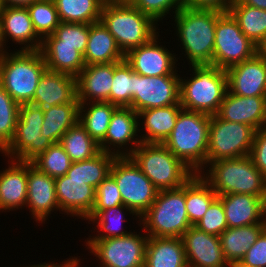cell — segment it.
<instances>
[{"label": "cell", "instance_id": "1", "mask_svg": "<svg viewBox=\"0 0 266 267\" xmlns=\"http://www.w3.org/2000/svg\"><path fill=\"white\" fill-rule=\"evenodd\" d=\"M222 11L183 6L174 14L176 36L191 65H213L215 28Z\"/></svg>", "mask_w": 266, "mask_h": 267}, {"label": "cell", "instance_id": "2", "mask_svg": "<svg viewBox=\"0 0 266 267\" xmlns=\"http://www.w3.org/2000/svg\"><path fill=\"white\" fill-rule=\"evenodd\" d=\"M210 121L211 115L182 109L163 143L194 173L200 174L206 169Z\"/></svg>", "mask_w": 266, "mask_h": 267}, {"label": "cell", "instance_id": "3", "mask_svg": "<svg viewBox=\"0 0 266 267\" xmlns=\"http://www.w3.org/2000/svg\"><path fill=\"white\" fill-rule=\"evenodd\" d=\"M207 168L209 170L200 175L218 196L249 194L266 198V177L256 168L249 155L216 160Z\"/></svg>", "mask_w": 266, "mask_h": 267}, {"label": "cell", "instance_id": "4", "mask_svg": "<svg viewBox=\"0 0 266 267\" xmlns=\"http://www.w3.org/2000/svg\"><path fill=\"white\" fill-rule=\"evenodd\" d=\"M189 68L190 79L180 77V105L188 111L217 114L228 90L226 71L214 65Z\"/></svg>", "mask_w": 266, "mask_h": 267}, {"label": "cell", "instance_id": "5", "mask_svg": "<svg viewBox=\"0 0 266 267\" xmlns=\"http://www.w3.org/2000/svg\"><path fill=\"white\" fill-rule=\"evenodd\" d=\"M46 70L39 50L6 52L0 57V84L19 105L32 103L39 80Z\"/></svg>", "mask_w": 266, "mask_h": 267}, {"label": "cell", "instance_id": "6", "mask_svg": "<svg viewBox=\"0 0 266 267\" xmlns=\"http://www.w3.org/2000/svg\"><path fill=\"white\" fill-rule=\"evenodd\" d=\"M185 206V184L158 190L155 201L138 220L139 226H143L148 237L181 238L192 226Z\"/></svg>", "mask_w": 266, "mask_h": 267}, {"label": "cell", "instance_id": "7", "mask_svg": "<svg viewBox=\"0 0 266 267\" xmlns=\"http://www.w3.org/2000/svg\"><path fill=\"white\" fill-rule=\"evenodd\" d=\"M100 22L114 36L121 51L129 50L148 43L158 34L157 23L133 5L104 3Z\"/></svg>", "mask_w": 266, "mask_h": 267}, {"label": "cell", "instance_id": "8", "mask_svg": "<svg viewBox=\"0 0 266 267\" xmlns=\"http://www.w3.org/2000/svg\"><path fill=\"white\" fill-rule=\"evenodd\" d=\"M129 157L158 190L183 186L195 173L159 143H141Z\"/></svg>", "mask_w": 266, "mask_h": 267}, {"label": "cell", "instance_id": "9", "mask_svg": "<svg viewBox=\"0 0 266 267\" xmlns=\"http://www.w3.org/2000/svg\"><path fill=\"white\" fill-rule=\"evenodd\" d=\"M43 122L42 107L32 103L21 104L14 137L1 154L9 159L31 162L46 151L53 142L46 136H41Z\"/></svg>", "mask_w": 266, "mask_h": 267}, {"label": "cell", "instance_id": "10", "mask_svg": "<svg viewBox=\"0 0 266 267\" xmlns=\"http://www.w3.org/2000/svg\"><path fill=\"white\" fill-rule=\"evenodd\" d=\"M110 175L116 181L123 205L140 219L155 201L158 189L129 156L116 157Z\"/></svg>", "mask_w": 266, "mask_h": 267}, {"label": "cell", "instance_id": "11", "mask_svg": "<svg viewBox=\"0 0 266 267\" xmlns=\"http://www.w3.org/2000/svg\"><path fill=\"white\" fill-rule=\"evenodd\" d=\"M255 131L250 125L228 122L217 114L211 115L206 168L216 160L249 155Z\"/></svg>", "mask_w": 266, "mask_h": 267}, {"label": "cell", "instance_id": "12", "mask_svg": "<svg viewBox=\"0 0 266 267\" xmlns=\"http://www.w3.org/2000/svg\"><path fill=\"white\" fill-rule=\"evenodd\" d=\"M89 253L100 267H144L148 235L131 232L126 236L85 240Z\"/></svg>", "mask_w": 266, "mask_h": 267}, {"label": "cell", "instance_id": "13", "mask_svg": "<svg viewBox=\"0 0 266 267\" xmlns=\"http://www.w3.org/2000/svg\"><path fill=\"white\" fill-rule=\"evenodd\" d=\"M260 49L246 37L229 11L217 19L215 28L213 65L220 69L252 58Z\"/></svg>", "mask_w": 266, "mask_h": 267}, {"label": "cell", "instance_id": "14", "mask_svg": "<svg viewBox=\"0 0 266 267\" xmlns=\"http://www.w3.org/2000/svg\"><path fill=\"white\" fill-rule=\"evenodd\" d=\"M180 104V75L142 76L134 72L135 112Z\"/></svg>", "mask_w": 266, "mask_h": 267}, {"label": "cell", "instance_id": "15", "mask_svg": "<svg viewBox=\"0 0 266 267\" xmlns=\"http://www.w3.org/2000/svg\"><path fill=\"white\" fill-rule=\"evenodd\" d=\"M138 118V113L131 107H118L112 115L105 138L99 143L100 150L117 157L129 156L142 143L137 134Z\"/></svg>", "mask_w": 266, "mask_h": 267}, {"label": "cell", "instance_id": "16", "mask_svg": "<svg viewBox=\"0 0 266 267\" xmlns=\"http://www.w3.org/2000/svg\"><path fill=\"white\" fill-rule=\"evenodd\" d=\"M158 37L159 33L148 43L129 50L125 54V61L135 73L142 76L179 75L176 67L179 58L166 46L159 45L161 39Z\"/></svg>", "mask_w": 266, "mask_h": 267}, {"label": "cell", "instance_id": "17", "mask_svg": "<svg viewBox=\"0 0 266 267\" xmlns=\"http://www.w3.org/2000/svg\"><path fill=\"white\" fill-rule=\"evenodd\" d=\"M228 91L244 97H266V53L261 50L252 58L225 70Z\"/></svg>", "mask_w": 266, "mask_h": 267}, {"label": "cell", "instance_id": "18", "mask_svg": "<svg viewBox=\"0 0 266 267\" xmlns=\"http://www.w3.org/2000/svg\"><path fill=\"white\" fill-rule=\"evenodd\" d=\"M25 207H29L32 217L41 224L45 223L54 210L60 211L56 197L55 178L40 171L31 162H27V202Z\"/></svg>", "mask_w": 266, "mask_h": 267}, {"label": "cell", "instance_id": "19", "mask_svg": "<svg viewBox=\"0 0 266 267\" xmlns=\"http://www.w3.org/2000/svg\"><path fill=\"white\" fill-rule=\"evenodd\" d=\"M181 239L188 267H231L224 257L218 236L191 226Z\"/></svg>", "mask_w": 266, "mask_h": 267}, {"label": "cell", "instance_id": "20", "mask_svg": "<svg viewBox=\"0 0 266 267\" xmlns=\"http://www.w3.org/2000/svg\"><path fill=\"white\" fill-rule=\"evenodd\" d=\"M56 197L60 210L84 220L95 204L96 189L79 178L67 175L55 178Z\"/></svg>", "mask_w": 266, "mask_h": 267}, {"label": "cell", "instance_id": "21", "mask_svg": "<svg viewBox=\"0 0 266 267\" xmlns=\"http://www.w3.org/2000/svg\"><path fill=\"white\" fill-rule=\"evenodd\" d=\"M32 104L43 109L61 104H80L77 99L76 77L47 69L39 80Z\"/></svg>", "mask_w": 266, "mask_h": 267}, {"label": "cell", "instance_id": "22", "mask_svg": "<svg viewBox=\"0 0 266 267\" xmlns=\"http://www.w3.org/2000/svg\"><path fill=\"white\" fill-rule=\"evenodd\" d=\"M217 115L228 122L250 125L255 130L266 127V97H244L228 90Z\"/></svg>", "mask_w": 266, "mask_h": 267}, {"label": "cell", "instance_id": "23", "mask_svg": "<svg viewBox=\"0 0 266 267\" xmlns=\"http://www.w3.org/2000/svg\"><path fill=\"white\" fill-rule=\"evenodd\" d=\"M0 21L5 44L8 39H12L13 43L23 45L19 50H40L42 39L36 34L26 7H3Z\"/></svg>", "mask_w": 266, "mask_h": 267}, {"label": "cell", "instance_id": "24", "mask_svg": "<svg viewBox=\"0 0 266 267\" xmlns=\"http://www.w3.org/2000/svg\"><path fill=\"white\" fill-rule=\"evenodd\" d=\"M114 75V62L86 65L76 76L79 103L110 102Z\"/></svg>", "mask_w": 266, "mask_h": 267}, {"label": "cell", "instance_id": "25", "mask_svg": "<svg viewBox=\"0 0 266 267\" xmlns=\"http://www.w3.org/2000/svg\"><path fill=\"white\" fill-rule=\"evenodd\" d=\"M223 204L228 228L266 224V198L249 194L218 196Z\"/></svg>", "mask_w": 266, "mask_h": 267}, {"label": "cell", "instance_id": "26", "mask_svg": "<svg viewBox=\"0 0 266 267\" xmlns=\"http://www.w3.org/2000/svg\"><path fill=\"white\" fill-rule=\"evenodd\" d=\"M9 160L8 168L0 171V210L2 212L24 208L27 202V162Z\"/></svg>", "mask_w": 266, "mask_h": 267}, {"label": "cell", "instance_id": "27", "mask_svg": "<svg viewBox=\"0 0 266 267\" xmlns=\"http://www.w3.org/2000/svg\"><path fill=\"white\" fill-rule=\"evenodd\" d=\"M182 109L180 104H175L138 112V117H141L138 121L139 132L142 130L140 124L145 129V134L139 135L141 142L163 144L171 134Z\"/></svg>", "mask_w": 266, "mask_h": 267}, {"label": "cell", "instance_id": "28", "mask_svg": "<svg viewBox=\"0 0 266 267\" xmlns=\"http://www.w3.org/2000/svg\"><path fill=\"white\" fill-rule=\"evenodd\" d=\"M39 51L50 71L67 73L76 77L86 66L83 54L74 46L59 45V39L54 34L42 40Z\"/></svg>", "mask_w": 266, "mask_h": 267}, {"label": "cell", "instance_id": "29", "mask_svg": "<svg viewBox=\"0 0 266 267\" xmlns=\"http://www.w3.org/2000/svg\"><path fill=\"white\" fill-rule=\"evenodd\" d=\"M86 65L107 64L125 60L114 36L101 23L90 24L86 51L83 55Z\"/></svg>", "mask_w": 266, "mask_h": 267}, {"label": "cell", "instance_id": "30", "mask_svg": "<svg viewBox=\"0 0 266 267\" xmlns=\"http://www.w3.org/2000/svg\"><path fill=\"white\" fill-rule=\"evenodd\" d=\"M144 267H188L182 239L148 237Z\"/></svg>", "mask_w": 266, "mask_h": 267}, {"label": "cell", "instance_id": "31", "mask_svg": "<svg viewBox=\"0 0 266 267\" xmlns=\"http://www.w3.org/2000/svg\"><path fill=\"white\" fill-rule=\"evenodd\" d=\"M265 229L266 224H254L224 230L219 239L224 257L231 267L238 265Z\"/></svg>", "mask_w": 266, "mask_h": 267}, {"label": "cell", "instance_id": "32", "mask_svg": "<svg viewBox=\"0 0 266 267\" xmlns=\"http://www.w3.org/2000/svg\"><path fill=\"white\" fill-rule=\"evenodd\" d=\"M228 11L238 22L243 34L261 49L266 44V10L236 0Z\"/></svg>", "mask_w": 266, "mask_h": 267}, {"label": "cell", "instance_id": "33", "mask_svg": "<svg viewBox=\"0 0 266 267\" xmlns=\"http://www.w3.org/2000/svg\"><path fill=\"white\" fill-rule=\"evenodd\" d=\"M217 196L211 185L199 173H195L185 183V207L192 226L204 216Z\"/></svg>", "mask_w": 266, "mask_h": 267}, {"label": "cell", "instance_id": "34", "mask_svg": "<svg viewBox=\"0 0 266 267\" xmlns=\"http://www.w3.org/2000/svg\"><path fill=\"white\" fill-rule=\"evenodd\" d=\"M117 108L110 102L80 103L78 122L99 144L105 138L112 115Z\"/></svg>", "mask_w": 266, "mask_h": 267}, {"label": "cell", "instance_id": "35", "mask_svg": "<svg viewBox=\"0 0 266 267\" xmlns=\"http://www.w3.org/2000/svg\"><path fill=\"white\" fill-rule=\"evenodd\" d=\"M44 110L41 136L53 143L60 142L62 136L79 120V104H61Z\"/></svg>", "mask_w": 266, "mask_h": 267}, {"label": "cell", "instance_id": "36", "mask_svg": "<svg viewBox=\"0 0 266 267\" xmlns=\"http://www.w3.org/2000/svg\"><path fill=\"white\" fill-rule=\"evenodd\" d=\"M116 157L114 154L100 151L90 159L72 162L66 175L70 178H79L96 189L110 175Z\"/></svg>", "mask_w": 266, "mask_h": 267}, {"label": "cell", "instance_id": "37", "mask_svg": "<svg viewBox=\"0 0 266 267\" xmlns=\"http://www.w3.org/2000/svg\"><path fill=\"white\" fill-rule=\"evenodd\" d=\"M128 212L129 214H132V216L135 214L131 209H129L125 205H119L116 207H111L106 210H92L91 213L86 217L84 220H88L89 222L96 223L95 229H99L96 231L98 234L93 235V237L90 235L88 240H99V239H107L111 237H121L126 236L131 231L127 232V230H123V222L126 218L124 216ZM124 213V214H123ZM102 231V232H101ZM100 232V233H99ZM105 233V234H104Z\"/></svg>", "mask_w": 266, "mask_h": 267}, {"label": "cell", "instance_id": "38", "mask_svg": "<svg viewBox=\"0 0 266 267\" xmlns=\"http://www.w3.org/2000/svg\"><path fill=\"white\" fill-rule=\"evenodd\" d=\"M60 22H100L103 0H53Z\"/></svg>", "mask_w": 266, "mask_h": 267}, {"label": "cell", "instance_id": "39", "mask_svg": "<svg viewBox=\"0 0 266 267\" xmlns=\"http://www.w3.org/2000/svg\"><path fill=\"white\" fill-rule=\"evenodd\" d=\"M59 143L72 162L90 159L101 151L99 144L79 122L62 136Z\"/></svg>", "mask_w": 266, "mask_h": 267}, {"label": "cell", "instance_id": "40", "mask_svg": "<svg viewBox=\"0 0 266 267\" xmlns=\"http://www.w3.org/2000/svg\"><path fill=\"white\" fill-rule=\"evenodd\" d=\"M110 103L117 107H131L134 97V71L125 61L114 62Z\"/></svg>", "mask_w": 266, "mask_h": 267}, {"label": "cell", "instance_id": "41", "mask_svg": "<svg viewBox=\"0 0 266 267\" xmlns=\"http://www.w3.org/2000/svg\"><path fill=\"white\" fill-rule=\"evenodd\" d=\"M36 34L43 40L54 34L60 23L53 0H36L26 7Z\"/></svg>", "mask_w": 266, "mask_h": 267}, {"label": "cell", "instance_id": "42", "mask_svg": "<svg viewBox=\"0 0 266 267\" xmlns=\"http://www.w3.org/2000/svg\"><path fill=\"white\" fill-rule=\"evenodd\" d=\"M31 163L50 177L57 178L66 175L72 161L58 142L53 143L46 151L40 153Z\"/></svg>", "mask_w": 266, "mask_h": 267}, {"label": "cell", "instance_id": "43", "mask_svg": "<svg viewBox=\"0 0 266 267\" xmlns=\"http://www.w3.org/2000/svg\"><path fill=\"white\" fill-rule=\"evenodd\" d=\"M19 106L0 84V153L14 137Z\"/></svg>", "mask_w": 266, "mask_h": 267}, {"label": "cell", "instance_id": "44", "mask_svg": "<svg viewBox=\"0 0 266 267\" xmlns=\"http://www.w3.org/2000/svg\"><path fill=\"white\" fill-rule=\"evenodd\" d=\"M90 24L60 22L54 35L59 39V45L74 46L83 55L86 51Z\"/></svg>", "mask_w": 266, "mask_h": 267}, {"label": "cell", "instance_id": "45", "mask_svg": "<svg viewBox=\"0 0 266 267\" xmlns=\"http://www.w3.org/2000/svg\"><path fill=\"white\" fill-rule=\"evenodd\" d=\"M194 226L207 234L218 237L228 228L224 207L218 196L212 201L204 216Z\"/></svg>", "mask_w": 266, "mask_h": 267}, {"label": "cell", "instance_id": "46", "mask_svg": "<svg viewBox=\"0 0 266 267\" xmlns=\"http://www.w3.org/2000/svg\"><path fill=\"white\" fill-rule=\"evenodd\" d=\"M133 6L158 24L171 11L176 14L183 7V0H136Z\"/></svg>", "mask_w": 266, "mask_h": 267}, {"label": "cell", "instance_id": "47", "mask_svg": "<svg viewBox=\"0 0 266 267\" xmlns=\"http://www.w3.org/2000/svg\"><path fill=\"white\" fill-rule=\"evenodd\" d=\"M119 205H123L122 197L115 179L109 175L96 188L92 210H106Z\"/></svg>", "mask_w": 266, "mask_h": 267}, {"label": "cell", "instance_id": "48", "mask_svg": "<svg viewBox=\"0 0 266 267\" xmlns=\"http://www.w3.org/2000/svg\"><path fill=\"white\" fill-rule=\"evenodd\" d=\"M236 267H266V229Z\"/></svg>", "mask_w": 266, "mask_h": 267}, {"label": "cell", "instance_id": "49", "mask_svg": "<svg viewBox=\"0 0 266 267\" xmlns=\"http://www.w3.org/2000/svg\"><path fill=\"white\" fill-rule=\"evenodd\" d=\"M249 157L256 168L266 177V127L255 131Z\"/></svg>", "mask_w": 266, "mask_h": 267}, {"label": "cell", "instance_id": "50", "mask_svg": "<svg viewBox=\"0 0 266 267\" xmlns=\"http://www.w3.org/2000/svg\"><path fill=\"white\" fill-rule=\"evenodd\" d=\"M235 1L236 0H183V6L191 9H214L226 12Z\"/></svg>", "mask_w": 266, "mask_h": 267}, {"label": "cell", "instance_id": "51", "mask_svg": "<svg viewBox=\"0 0 266 267\" xmlns=\"http://www.w3.org/2000/svg\"><path fill=\"white\" fill-rule=\"evenodd\" d=\"M80 260L78 259V257H70L69 259L67 258V260H65L64 262L62 261L63 264L60 263H55V262H50V263H39V264H34V265H30V267H80ZM60 264V265H59Z\"/></svg>", "mask_w": 266, "mask_h": 267}, {"label": "cell", "instance_id": "52", "mask_svg": "<svg viewBox=\"0 0 266 267\" xmlns=\"http://www.w3.org/2000/svg\"><path fill=\"white\" fill-rule=\"evenodd\" d=\"M34 1L36 0H1L3 7L5 6L27 7Z\"/></svg>", "mask_w": 266, "mask_h": 267}, {"label": "cell", "instance_id": "53", "mask_svg": "<svg viewBox=\"0 0 266 267\" xmlns=\"http://www.w3.org/2000/svg\"><path fill=\"white\" fill-rule=\"evenodd\" d=\"M240 3L266 10V0H238Z\"/></svg>", "mask_w": 266, "mask_h": 267}, {"label": "cell", "instance_id": "54", "mask_svg": "<svg viewBox=\"0 0 266 267\" xmlns=\"http://www.w3.org/2000/svg\"><path fill=\"white\" fill-rule=\"evenodd\" d=\"M136 0H103L104 3L116 5H133Z\"/></svg>", "mask_w": 266, "mask_h": 267}, {"label": "cell", "instance_id": "55", "mask_svg": "<svg viewBox=\"0 0 266 267\" xmlns=\"http://www.w3.org/2000/svg\"><path fill=\"white\" fill-rule=\"evenodd\" d=\"M6 44L3 38V34H2V28H1V21H0V57L3 56L7 51L6 48Z\"/></svg>", "mask_w": 266, "mask_h": 267}, {"label": "cell", "instance_id": "56", "mask_svg": "<svg viewBox=\"0 0 266 267\" xmlns=\"http://www.w3.org/2000/svg\"><path fill=\"white\" fill-rule=\"evenodd\" d=\"M260 50L266 53V44Z\"/></svg>", "mask_w": 266, "mask_h": 267}, {"label": "cell", "instance_id": "57", "mask_svg": "<svg viewBox=\"0 0 266 267\" xmlns=\"http://www.w3.org/2000/svg\"><path fill=\"white\" fill-rule=\"evenodd\" d=\"M2 9H3V5H2V2H1V0H0V14H1V12H2Z\"/></svg>", "mask_w": 266, "mask_h": 267}]
</instances>
